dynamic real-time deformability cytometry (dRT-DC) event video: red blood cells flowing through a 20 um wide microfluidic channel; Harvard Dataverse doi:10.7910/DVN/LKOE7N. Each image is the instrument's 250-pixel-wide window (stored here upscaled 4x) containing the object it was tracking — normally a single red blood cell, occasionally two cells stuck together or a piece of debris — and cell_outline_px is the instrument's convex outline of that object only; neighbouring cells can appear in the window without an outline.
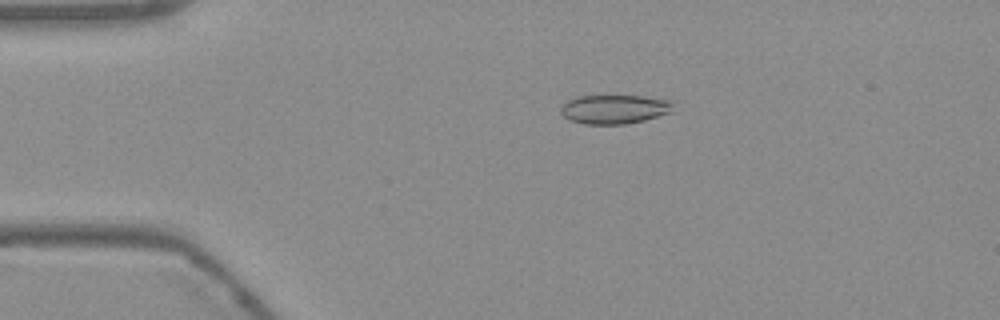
{"species": "Egyptian fruit bat (a non-hibernating species)", "species_latin": "Rousettus aegyptiacus", "temperature_condition": "warm", "stored_images_in_passage": 54, "camera_frame_rate_fps": 3000, "um_per_image_px": 0.085, "frame": {"image": 1, "passage_image": 11, "time_ms": 3.333, "image_size_px": [1000, 320], "cell_outline_px": [[672, 112], [644, 120], [624, 124], [584, 124], [568, 120], [560, 112], [560, 108], [568, 100], [580, 96], [644, 96], [672, 100]], "centroid_in_image_um": [52.22, 9.28], "position_along_channel_um": 32.8, "area_um2": 19.02}}
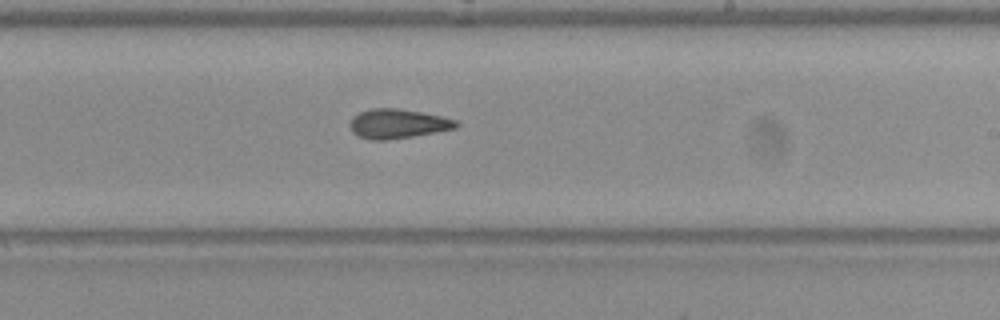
{"frame": {"image": 2, "passage_image": 32, "time_ms": 10.333, "image_size_px": [1000, 320], "cell_outline_px": [[460, 124], [456, 128], [436, 132], [388, 140], [372, 140], [360, 136], [352, 132], [348, 124], [352, 116], [360, 112], [372, 108], [400, 108], [440, 116], [456, 120]], "centroid_in_image_um": [33.78, 10.51], "position_along_channel_um": 255.2, "area_um2": 18.21}}
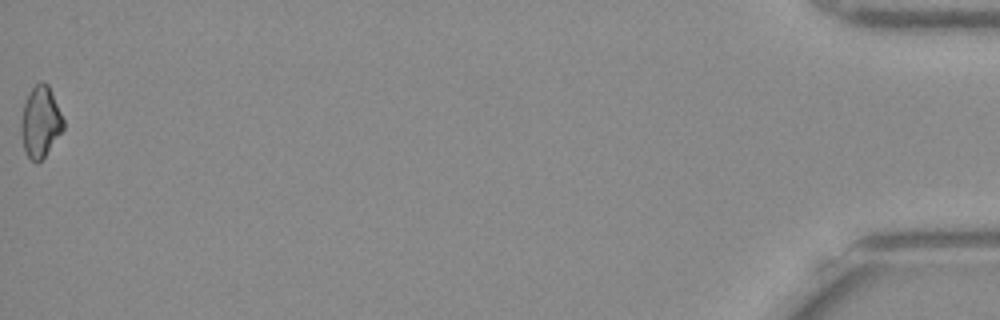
{"frame": {"image": 3, "passage_image": 54, "time_ms": 17.667, "image_size_px": [1000, 320], "cell_outline_px": [[64, 128], [44, 156], [36, 164], [28, 156], [24, 148], [20, 132], [20, 120], [24, 104], [28, 92], [40, 80], [44, 80], [48, 84], [64, 120]], "centroid_in_image_um": [3.42, 10.32], "position_along_channel_um": 431.8, "area_um2": 17.46}, "authors_computed_cell_mechanics": {"area_um2": 18.3804, "velocity_mm_per_s": 3.7918, "shape_relaxation_time_tau1_ms": null, "shape_relaxation_time_tau2_ms": 4.3969, "deformation_change_tau1": null, "deformation_change_tau2": 0.0908}}